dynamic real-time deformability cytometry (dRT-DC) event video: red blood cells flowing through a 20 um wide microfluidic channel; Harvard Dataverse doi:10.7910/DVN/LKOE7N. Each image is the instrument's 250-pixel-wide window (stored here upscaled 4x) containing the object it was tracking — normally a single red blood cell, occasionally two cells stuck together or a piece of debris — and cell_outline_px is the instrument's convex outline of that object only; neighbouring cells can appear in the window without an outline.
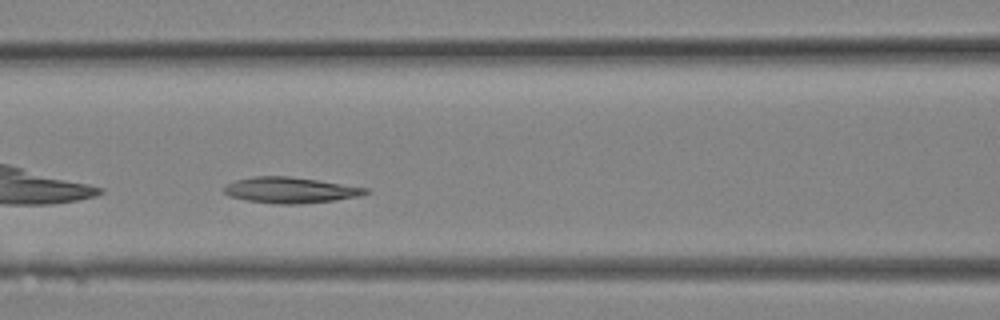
{"species": "Egyptian fruit bat (a non-hibernating species)", "species_latin": "Rousettus aegyptiacus", "temperature_condition": "room temperature", "stored_images_in_passage": 11, "camera_frame_rate_fps": 3000, "um_per_image_px": 0.085, "animal": {"sex": "female"}, "frame": {"image": 1, "passage_image": 8, "time_ms": 2.333, "image_size_px": [1000, 320], "cell_outline_px": [[372, 192], [360, 196], [332, 200], [300, 204], [280, 204], [248, 200], [228, 196], [224, 192], [224, 184], [236, 180], [256, 176], [288, 176], [372, 188]], "centroid_in_image_um": [24.72, 16.15], "position_along_channel_um": 141.9, "area_um2": 21.33}}
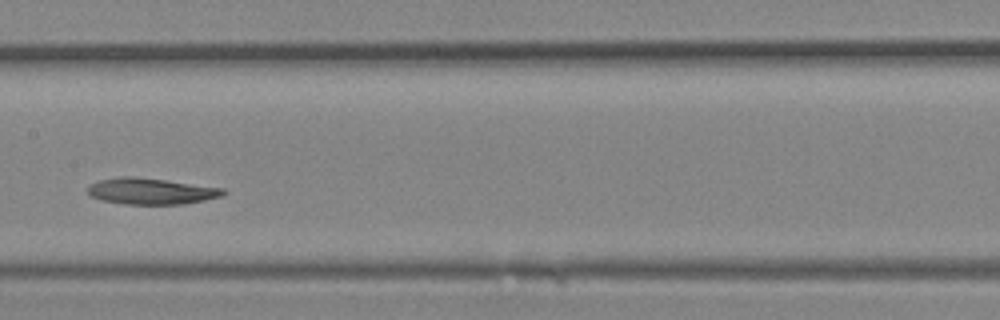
{"frame": {"image": 2, "passage_image": 10, "time_ms": 3.0, "image_size_px": [1000, 320], "cell_outline_px": [[228, 192], [220, 196], [204, 200], [184, 204], [124, 204], [100, 200], [88, 196], [88, 184], [100, 180], [120, 176], [132, 176], [164, 180], [224, 188]], "centroid_in_image_um": [12.79, 16.25], "position_along_channel_um": 194.6, "area_um2": 20.75}}